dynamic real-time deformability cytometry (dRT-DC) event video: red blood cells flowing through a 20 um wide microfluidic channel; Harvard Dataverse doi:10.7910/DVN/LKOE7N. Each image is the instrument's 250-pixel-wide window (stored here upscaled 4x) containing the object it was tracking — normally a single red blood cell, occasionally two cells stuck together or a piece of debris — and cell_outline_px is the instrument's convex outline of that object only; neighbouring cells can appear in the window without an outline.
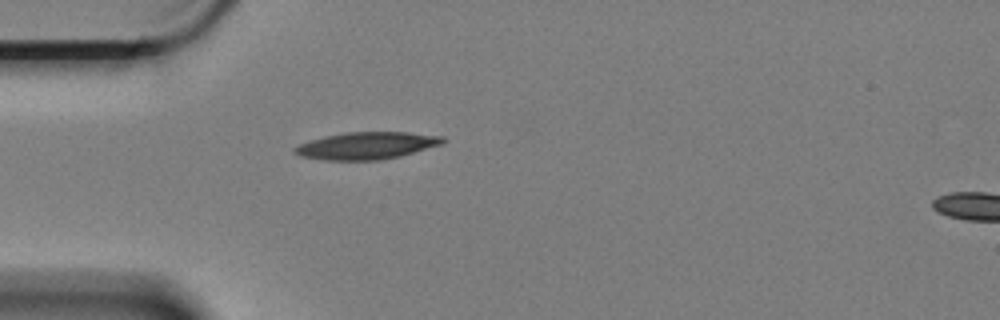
{"species": "Egyptian fruit bat (a non-hibernating species)", "species_latin": "Rousettus aegyptiacus", "temperature_condition": "cold", "stored_images_in_passage": 2, "camera_frame_rate_fps": 3000, "um_per_image_px": 0.085, "animal": {"sex": "female"}, "frame": {"image": 1, "passage_image": 2, "time_ms": 0.333, "image_size_px": [1000, 320], "cell_outline_px": [[444, 140], [440, 144], [400, 156], [380, 160], [324, 160], [300, 156], [292, 152], [292, 148], [300, 144], [312, 140], [328, 136], [348, 132], [404, 132], [440, 136]], "centroid_in_image_um": [31.1, 12.39], "position_along_channel_um": 53.9, "area_um2": 23.0}}